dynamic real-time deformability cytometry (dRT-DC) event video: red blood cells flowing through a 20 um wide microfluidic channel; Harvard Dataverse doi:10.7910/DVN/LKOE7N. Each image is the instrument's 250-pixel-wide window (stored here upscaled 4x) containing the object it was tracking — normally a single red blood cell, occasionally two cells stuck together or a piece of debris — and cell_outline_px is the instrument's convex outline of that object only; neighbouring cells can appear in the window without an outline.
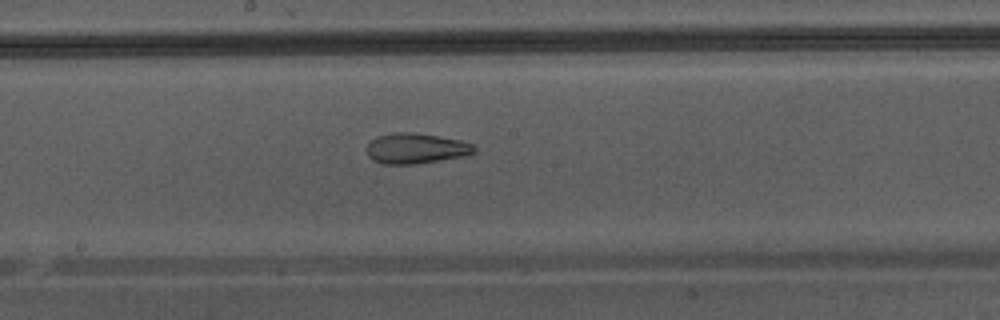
{"species": "Egyptian fruit bat (a non-hibernating species)", "species_latin": "Rousettus aegyptiacus", "temperature_condition": "warm", "stored_images_in_passage": 48, "camera_frame_rate_fps": 3000, "um_per_image_px": 0.085, "animal": {"sex": "male"}, "frame": {"image": 1, "passage_image": 28, "time_ms": 9.0, "image_size_px": [1000, 320], "cell_outline_px": [[476, 152], [464, 156], [412, 164], [384, 164], [372, 160], [368, 156], [368, 144], [376, 136], [392, 132], [412, 132], [460, 140], [472, 144], [476, 148]], "centroid_in_image_um": [35.33, 12.61], "position_along_channel_um": 212.9, "area_um2": 18.9}}